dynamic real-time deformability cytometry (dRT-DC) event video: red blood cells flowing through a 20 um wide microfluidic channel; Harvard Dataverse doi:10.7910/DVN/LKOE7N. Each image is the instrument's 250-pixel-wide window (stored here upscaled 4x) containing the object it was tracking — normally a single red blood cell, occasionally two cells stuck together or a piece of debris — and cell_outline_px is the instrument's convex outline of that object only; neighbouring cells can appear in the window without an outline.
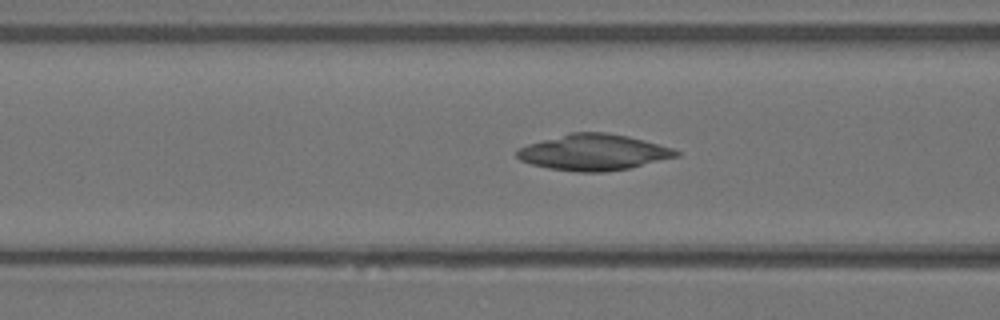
{"species": "Egyptian fruit bat (a non-hibernating species)", "species_latin": "Rousettus aegyptiacus", "temperature_condition": "warm", "stored_images_in_passage": 51, "camera_frame_rate_fps": 3000, "um_per_image_px": 0.085, "animal": {"sex": "female"}, "frame": {"image": 1, "passage_image": 21, "time_ms": 6.667, "image_size_px": [1000, 320], "cell_outline_px": [[680, 156], [628, 168], [604, 172], [580, 172], [548, 168], [532, 164], [520, 160], [516, 156], [516, 152], [520, 148], [528, 144], [568, 132], [604, 132], [628, 136], [644, 140], [672, 148], [680, 152]], "centroid_in_image_um": [50.45, 12.94], "position_along_channel_um": 116.1, "area_um2": 33.29}}
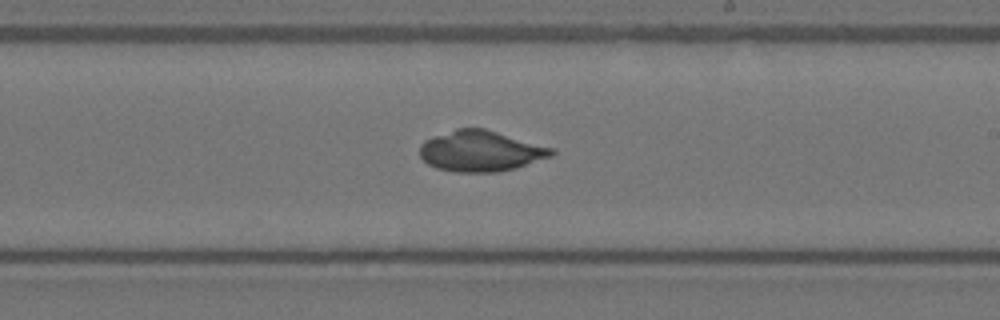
{"frame": {"image": 2, "passage_image": 32, "time_ms": 10.333, "image_size_px": [1000, 320], "cell_outline_px": [[556, 152], [552, 156], [512, 168], [496, 172], [456, 172], [436, 168], [428, 164], [420, 156], [420, 144], [424, 140], [432, 136], [456, 128], [484, 128], [556, 148]], "centroid_in_image_um": [40.85, 12.82], "position_along_channel_um": 248.2, "area_um2": 31.39}}
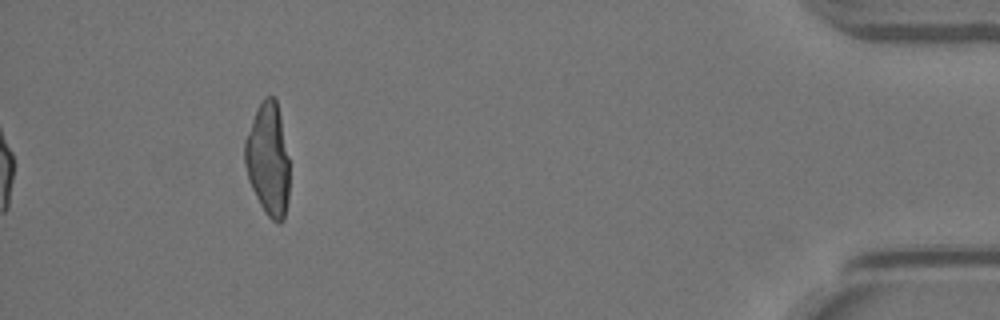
{"frame": {"image": 3, "passage_image": 51, "time_ms": 16.667, "image_size_px": [1000, 320], "cell_outline_px": [[288, 200], [284, 220], [280, 224], [276, 224], [264, 212], [248, 180], [244, 164], [244, 140], [256, 108], [264, 96], [272, 96], [276, 100], [280, 116], [288, 156]], "centroid_in_image_um": [22.76, 13.57], "position_along_channel_um": 412.4, "area_um2": 29.48}}